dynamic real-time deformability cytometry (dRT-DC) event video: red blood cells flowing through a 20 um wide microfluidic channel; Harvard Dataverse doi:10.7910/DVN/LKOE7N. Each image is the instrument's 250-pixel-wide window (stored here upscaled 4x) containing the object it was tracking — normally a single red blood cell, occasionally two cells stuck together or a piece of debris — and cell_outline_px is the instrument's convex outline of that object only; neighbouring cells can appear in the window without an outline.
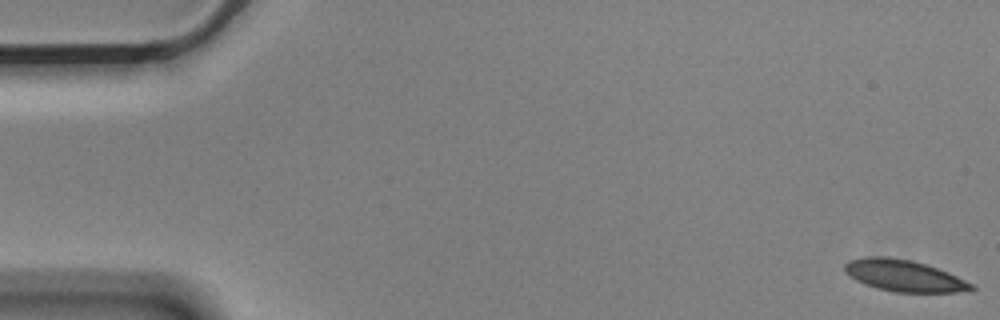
{"species": "Egyptian fruit bat (a non-hibernating species)", "species_latin": "Rousettus aegyptiacus", "temperature_condition": "cold", "stored_images_in_passage": 5, "camera_frame_rate_fps": 3000, "um_per_image_px": 0.085, "animal": {"sex": "male"}, "frame": {"image": 1, "passage_image": 1, "time_ms": 0.0, "image_size_px": [1000, 320], "cell_outline_px": [[976, 288], [956, 292], [892, 292], [876, 288], [864, 284], [856, 280], [844, 272], [844, 264], [848, 260], [864, 256], [888, 256], [908, 260], [924, 264], [948, 272], [972, 284]], "centroid_in_image_um": [76.76, 23.42], "position_along_channel_um": 8.2, "area_um2": 23.18}}